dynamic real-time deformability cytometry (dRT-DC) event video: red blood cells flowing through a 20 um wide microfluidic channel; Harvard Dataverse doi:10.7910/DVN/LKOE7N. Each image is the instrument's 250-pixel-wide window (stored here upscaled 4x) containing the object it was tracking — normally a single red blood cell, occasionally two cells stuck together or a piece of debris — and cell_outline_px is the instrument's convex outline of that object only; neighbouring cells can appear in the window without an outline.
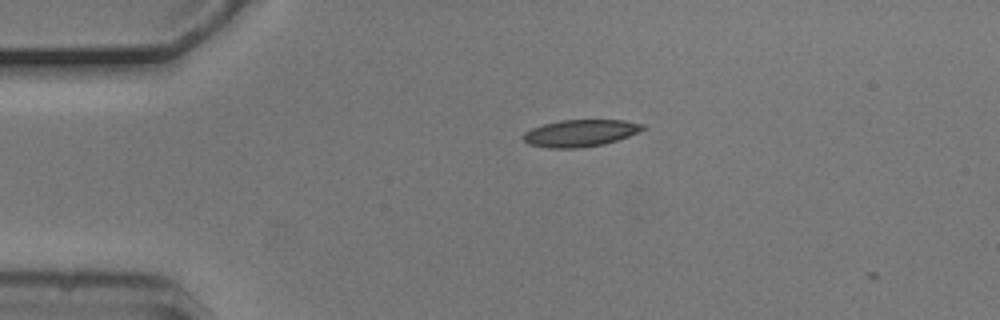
{"species": "common noctule bat (a hibernating species)", "species_latin": "Nyctalus noctula", "temperature_condition": "cold", "stored_images_in_passage": 3, "camera_frame_rate_fps": 3000, "um_per_image_px": 0.085, "animal": {"sex": "male", "body_mass_g": 20.5, "forearm_length_mm": 52.5}, "frame": {"image": 1, "passage_image": 1, "time_ms": 0.0, "image_size_px": [1000, 320], "cell_outline_px": [[644, 128], [640, 132], [604, 144], [580, 148], [548, 148], [528, 144], [524, 140], [524, 132], [532, 128], [544, 124], [560, 120], [624, 120], [644, 124]], "centroid_in_image_um": [49.33, 11.31], "position_along_channel_um": 35.7, "area_um2": 18.73}}